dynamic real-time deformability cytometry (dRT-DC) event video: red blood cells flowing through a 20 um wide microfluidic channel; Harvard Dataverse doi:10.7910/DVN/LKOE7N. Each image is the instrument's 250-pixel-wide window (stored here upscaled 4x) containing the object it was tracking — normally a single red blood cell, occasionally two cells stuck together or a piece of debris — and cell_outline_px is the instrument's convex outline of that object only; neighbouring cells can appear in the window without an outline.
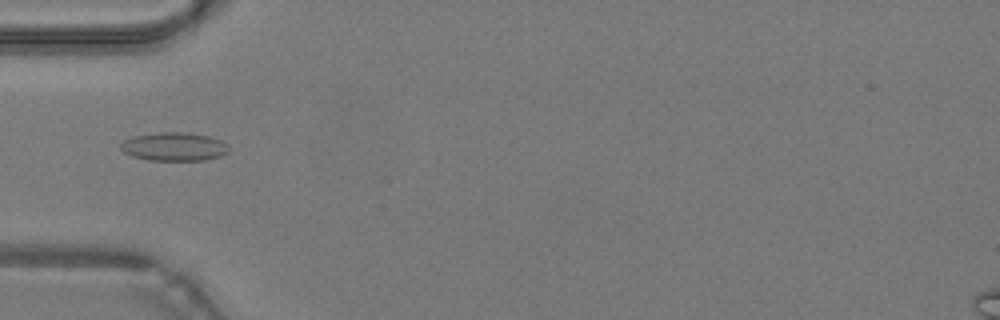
{"species": "common noctule bat (a hibernating species)", "species_latin": "Nyctalus noctula", "temperature_condition": "warm", "stored_images_in_passage": 48, "camera_frame_rate_fps": 3000, "um_per_image_px": 0.085, "animal": {"sex": "male", "body_mass_g": 19.2, "forearm_length_mm": 51.8}, "frame": {"image": 1, "passage_image": 16, "time_ms": 5.0, "image_size_px": [1000, 320], "cell_outline_px": [[228, 152], [220, 156], [204, 160], [148, 160], [132, 156], [124, 152], [120, 148], [120, 144], [124, 140], [132, 136], [160, 132], [188, 132], [208, 136], [220, 140], [228, 148]], "centroid_in_image_um": [14.76, 12.46], "position_along_channel_um": 70.2, "area_um2": 17.86}}
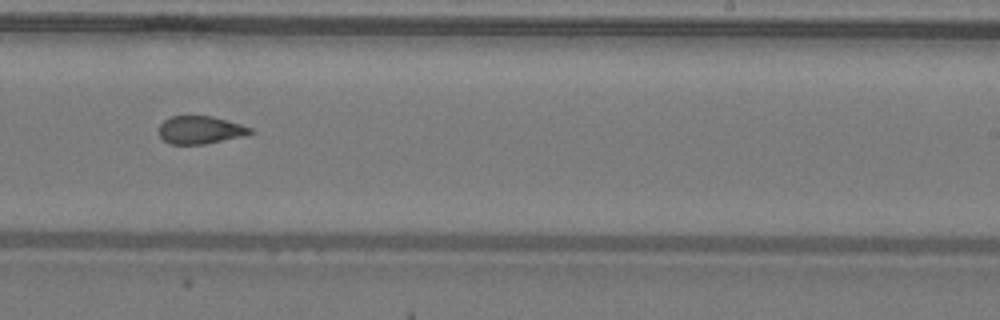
{"frame": {"image": 2, "passage_image": 30, "time_ms": 9.667, "image_size_px": [1000, 320], "cell_outline_px": [[252, 132], [244, 136], [204, 144], [168, 144], [160, 136], [160, 124], [164, 120], [172, 116], [212, 116], [240, 124], [252, 128]], "centroid_in_image_um": [17.01, 11.05], "position_along_channel_um": 272.0, "area_um2": 14.68}}
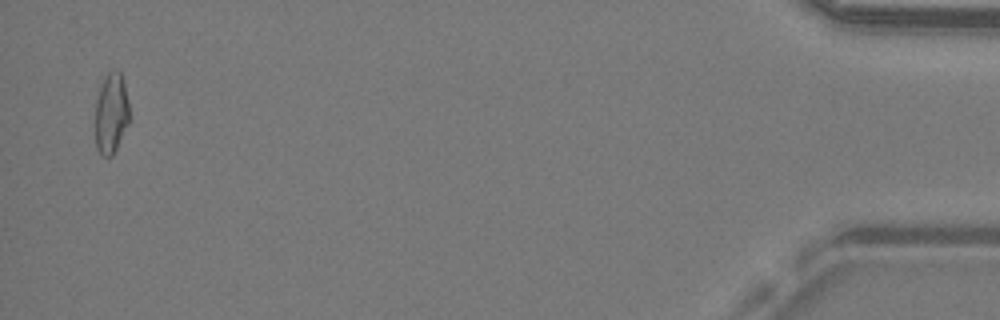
{"frame": {"image": 3, "passage_image": 47, "time_ms": 15.333, "image_size_px": [1000, 320], "cell_outline_px": [[128, 124], [112, 156], [100, 156], [96, 148], [96, 100], [100, 84], [104, 76], [108, 72], [120, 72], [124, 84], [128, 100]], "centroid_in_image_um": [9.43, 9.64], "position_along_channel_um": 425.8, "area_um2": 15.84}, "authors_computed_cell_mechanics": {"area_um2": 15.895, "velocity_mm_per_s": 4.3088, "shape_relaxation_time_tau1_ms": null, "shape_relaxation_time_tau2_ms": 1.7835, "deformation_change_tau1": null, "deformation_change_tau2": 0.0808}}